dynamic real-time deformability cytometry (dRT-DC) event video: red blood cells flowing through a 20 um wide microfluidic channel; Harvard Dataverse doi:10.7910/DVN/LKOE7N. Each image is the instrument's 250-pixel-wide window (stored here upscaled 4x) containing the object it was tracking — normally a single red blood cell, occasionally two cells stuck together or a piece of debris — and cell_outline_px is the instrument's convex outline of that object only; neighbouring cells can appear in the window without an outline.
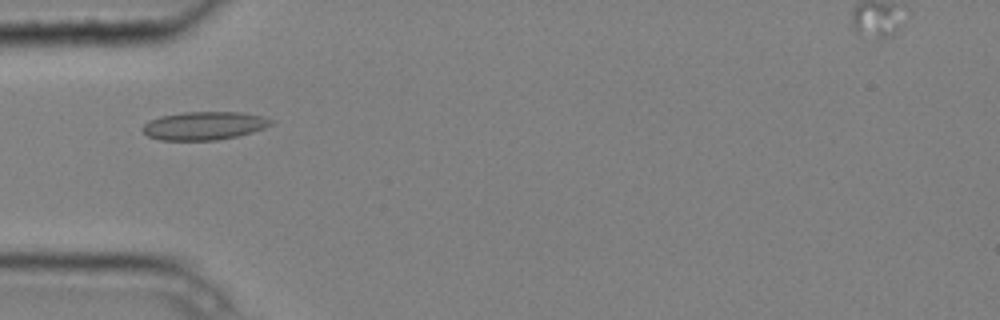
{"species": "common noctule bat (a hibernating species)", "species_latin": "Nyctalus noctula", "temperature_condition": "cold", "stored_images_in_passage": 6, "camera_frame_rate_fps": 3000, "um_per_image_px": 0.085, "animal": {"sex": "male", "body_mass_g": 20.4}, "frame": {"image": 1, "passage_image": 5, "time_ms": 1.333, "image_size_px": [1000, 320], "cell_outline_px": [[276, 120], [272, 124], [264, 128], [252, 132], [236, 136], [216, 140], [160, 140], [148, 136], [140, 128], [148, 120], [160, 116], [184, 112], [244, 112], [264, 116]], "centroid_in_image_um": [17.37, 10.67], "position_along_channel_um": 67.6, "area_um2": 21.33}}
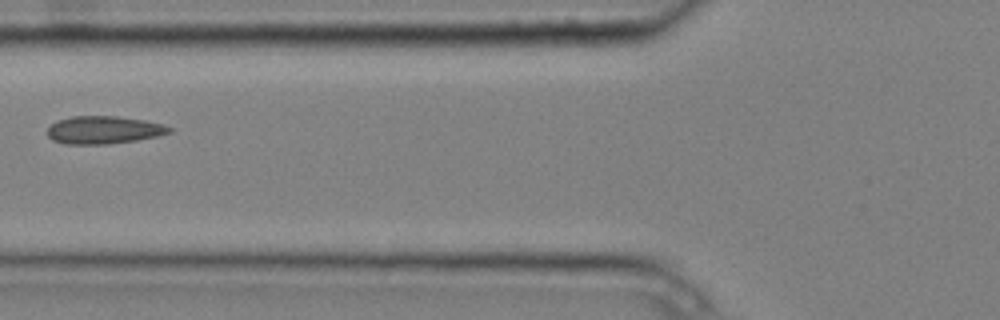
{"frame": {"image": 2, "passage_image": 6, "time_ms": 1.667, "image_size_px": [1000, 320], "cell_outline_px": [[172, 132], [160, 136], [136, 140], [108, 144], [64, 144], [52, 140], [48, 136], [48, 128], [56, 120], [72, 116], [116, 116], [144, 120], [164, 124], [172, 128]], "centroid_in_image_um": [8.83, 11.05], "position_along_channel_um": 117.0, "area_um2": 19.88}}